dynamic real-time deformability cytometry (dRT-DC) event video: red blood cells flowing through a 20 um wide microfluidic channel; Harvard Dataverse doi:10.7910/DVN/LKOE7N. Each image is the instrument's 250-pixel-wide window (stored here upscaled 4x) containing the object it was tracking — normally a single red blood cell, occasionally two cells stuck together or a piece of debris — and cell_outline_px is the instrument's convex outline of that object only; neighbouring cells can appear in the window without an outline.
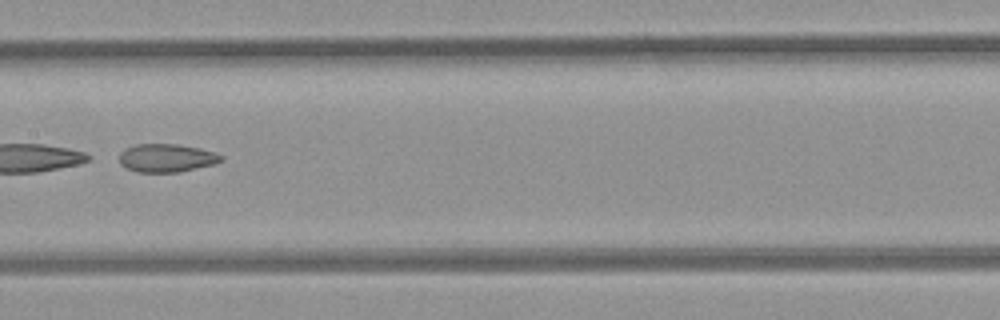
{"species": "common noctule bat (a hibernating species)", "species_latin": "Nyctalus noctula", "temperature_condition": "room temperature", "stored_images_in_passage": 44, "camera_frame_rate_fps": 3000, "um_per_image_px": 0.085, "animal": {"sex": "female", "body_mass_g": 21.9}, "frame": {"image": 1, "passage_image": 19, "time_ms": 6.0, "image_size_px": [1000, 320], "cell_outline_px": [[224, 160], [216, 164], [180, 172], [136, 172], [120, 164], [120, 152], [124, 148], [136, 144], [176, 144], [216, 152], [224, 156]], "centroid_in_image_um": [14.18, 13.43], "position_along_channel_um": 193.2, "area_um2": 16.88}, "authors_computed_cell_mechanics": {"area_um2": 21.5305, "velocity_mm_per_s": 3.9516, "shape_relaxation_time_tau1_ms": null, "shape_relaxation_time_tau2_ms": 3.0782, "deformation_change_tau1": null, "deformation_change_tau2": 0.1027}}